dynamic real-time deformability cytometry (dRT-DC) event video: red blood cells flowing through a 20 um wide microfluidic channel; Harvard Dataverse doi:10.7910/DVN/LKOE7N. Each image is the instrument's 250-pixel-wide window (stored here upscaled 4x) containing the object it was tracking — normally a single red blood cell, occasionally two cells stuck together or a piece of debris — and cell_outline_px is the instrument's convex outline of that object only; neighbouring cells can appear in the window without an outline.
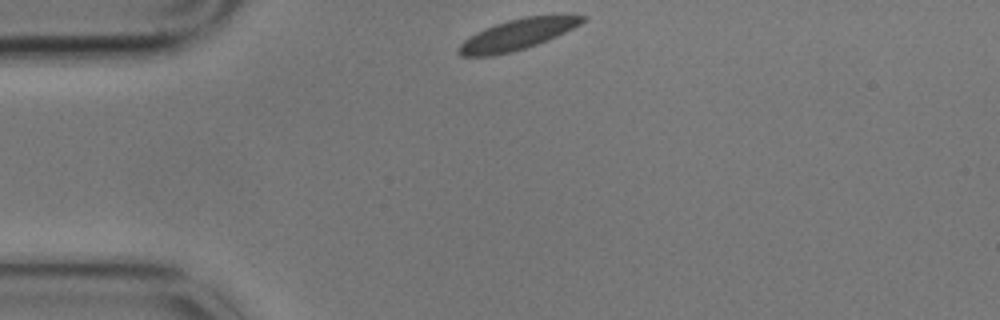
{"species": "common noctule bat (a hibernating species)", "species_latin": "Nyctalus noctula", "temperature_condition": "cold", "stored_images_in_passage": 3, "camera_frame_rate_fps": 3000, "um_per_image_px": 0.085, "animal": {"sex": "male", "body_mass_g": 17.9}, "frame": {"image": 1, "passage_image": 1, "time_ms": 0.0, "image_size_px": [1000, 320], "cell_outline_px": [[588, 20], [548, 40], [512, 52], [492, 56], [460, 56], [456, 52], [456, 48], [464, 40], [476, 32], [496, 24], [508, 20], [524, 16], [588, 16]], "centroid_in_image_um": [43.91, 2.95], "position_along_channel_um": 41.1, "area_um2": 21.85}}